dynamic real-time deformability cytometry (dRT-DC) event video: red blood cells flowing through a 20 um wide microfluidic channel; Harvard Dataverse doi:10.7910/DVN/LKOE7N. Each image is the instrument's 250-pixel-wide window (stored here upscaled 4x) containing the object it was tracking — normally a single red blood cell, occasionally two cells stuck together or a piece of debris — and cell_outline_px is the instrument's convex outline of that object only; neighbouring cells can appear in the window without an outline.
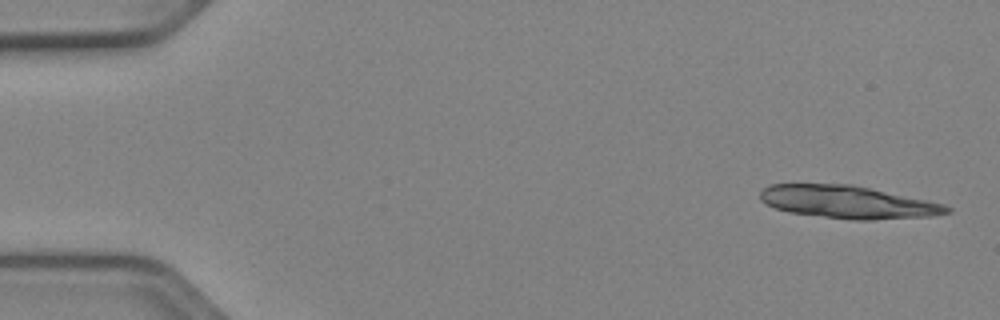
{"species": "Egyptian fruit bat (a non-hibernating species)", "species_latin": "Rousettus aegyptiacus", "temperature_condition": "cold", "stored_images_in_passage": 15, "camera_frame_rate_fps": 3000, "um_per_image_px": 0.085, "animal": {"sex": "female"}, "frame": {"image": 1, "passage_image": 1, "time_ms": 0.0, "image_size_px": [1000, 320], "cell_outline_px": [[952, 212], [932, 216], [872, 220], [852, 220], [788, 212], [776, 208], [760, 200], [760, 192], [768, 184], [852, 184], [928, 200], [944, 204], [952, 208]], "centroid_in_image_um": [72.1, 17.17], "position_along_channel_um": 12.9, "area_um2": 35.66}}